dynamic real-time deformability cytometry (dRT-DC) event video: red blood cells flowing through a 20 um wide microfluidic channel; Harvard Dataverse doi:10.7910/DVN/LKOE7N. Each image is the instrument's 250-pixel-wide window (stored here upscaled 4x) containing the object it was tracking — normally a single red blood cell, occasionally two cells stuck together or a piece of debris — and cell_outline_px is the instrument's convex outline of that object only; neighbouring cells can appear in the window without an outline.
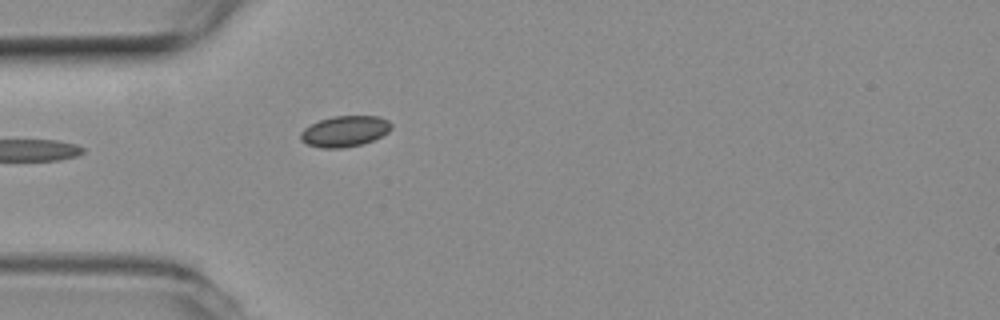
{"species": "common noctule bat (a hibernating species)", "species_latin": "Nyctalus noctula", "temperature_condition": "room temperature", "stored_images_in_passage": 5, "camera_frame_rate_fps": 3000, "um_per_image_px": 0.085, "animal": {"sex": "female", "body_mass_g": 19.3, "forearm_length_mm": 54.1}, "frame": {"image": 1, "passage_image": 5, "time_ms": 1.333, "image_size_px": [1000, 320], "cell_outline_px": [[392, 128], [388, 132], [372, 140], [360, 144], [344, 148], [320, 148], [308, 144], [300, 140], [300, 132], [304, 128], [320, 120], [332, 116], [380, 116], [388, 120], [392, 124]], "centroid_in_image_um": [29.3, 11.15], "position_along_channel_um": 55.7, "area_um2": 16.3}}